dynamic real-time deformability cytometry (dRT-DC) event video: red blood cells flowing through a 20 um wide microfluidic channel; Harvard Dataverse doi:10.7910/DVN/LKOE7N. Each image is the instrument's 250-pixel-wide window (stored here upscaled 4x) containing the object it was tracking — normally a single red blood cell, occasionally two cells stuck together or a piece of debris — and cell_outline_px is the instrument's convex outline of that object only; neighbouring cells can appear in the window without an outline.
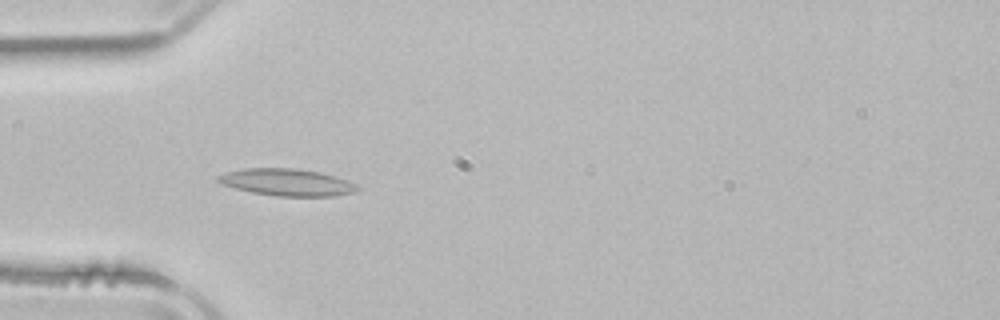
{"species": "common noctule bat (a hibernating species)", "species_latin": "Nyctalus noctula", "temperature_condition": "room temperature", "stored_images_in_passage": 3, "camera_frame_rate_fps": 3000, "um_per_image_px": 0.085, "animal": {"sex": "male", "body_mass_g": 21.5, "forearm_length_mm": 52.0}, "frame": {"image": 1, "passage_image": 2, "time_ms": 1.667, "image_size_px": [1000, 320], "cell_outline_px": [[360, 188], [356, 192], [336, 196], [276, 196], [252, 192], [236, 188], [224, 184], [216, 180], [216, 176], [228, 172], [244, 168], [296, 168], [320, 172], [336, 176], [348, 180], [356, 184]], "centroid_in_image_um": [24.45, 15.49], "position_along_channel_um": 60.6, "area_um2": 21.96}}
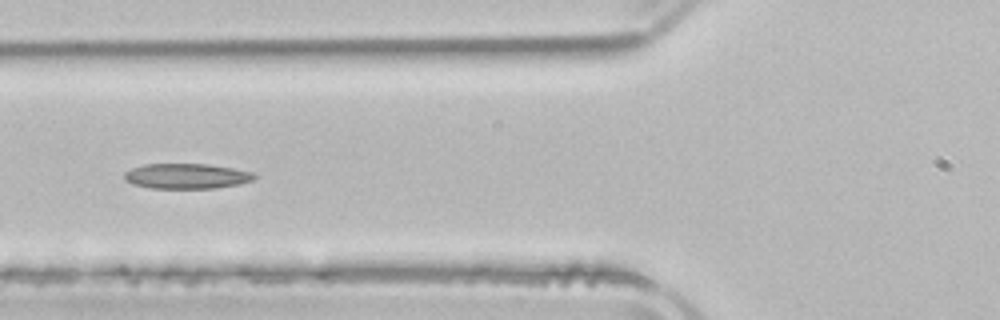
{"frame": {"image": 2, "passage_image": 3, "time_ms": 3.0, "image_size_px": [1000, 320], "cell_outline_px": [[256, 176], [252, 180], [240, 184], [216, 188], [152, 188], [132, 184], [124, 180], [124, 172], [132, 168], [144, 164], [208, 164], [232, 168], [252, 172]], "centroid_in_image_um": [15.83, 14.97], "position_along_channel_um": 110.0, "area_um2": 19.07}}